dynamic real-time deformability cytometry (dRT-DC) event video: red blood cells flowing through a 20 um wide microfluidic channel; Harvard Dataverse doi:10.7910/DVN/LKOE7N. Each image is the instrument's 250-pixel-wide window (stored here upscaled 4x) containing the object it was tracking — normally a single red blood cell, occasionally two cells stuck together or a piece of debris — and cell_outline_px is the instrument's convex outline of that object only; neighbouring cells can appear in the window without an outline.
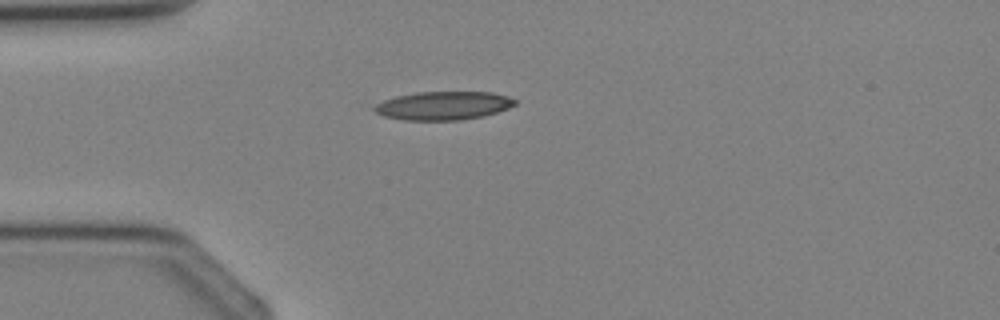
{"species": "Egyptian fruit bat (a non-hibernating species)", "species_latin": "Rousettus aegyptiacus", "temperature_condition": "cold", "stored_images_in_passage": 1, "camera_frame_rate_fps": 3000, "um_per_image_px": 0.085, "animal": {"sex": "female"}, "frame": {"image": 1, "passage_image": 1, "time_ms": 0.0, "image_size_px": [1000, 320], "cell_outline_px": [[516, 104], [508, 108], [484, 116], [460, 120], [404, 120], [384, 116], [376, 112], [372, 108], [376, 104], [384, 100], [396, 96], [416, 92], [492, 92], [508, 96], [516, 100]], "centroid_in_image_um": [37.69, 8.98], "position_along_channel_um": 47.3, "area_um2": 23.29}}